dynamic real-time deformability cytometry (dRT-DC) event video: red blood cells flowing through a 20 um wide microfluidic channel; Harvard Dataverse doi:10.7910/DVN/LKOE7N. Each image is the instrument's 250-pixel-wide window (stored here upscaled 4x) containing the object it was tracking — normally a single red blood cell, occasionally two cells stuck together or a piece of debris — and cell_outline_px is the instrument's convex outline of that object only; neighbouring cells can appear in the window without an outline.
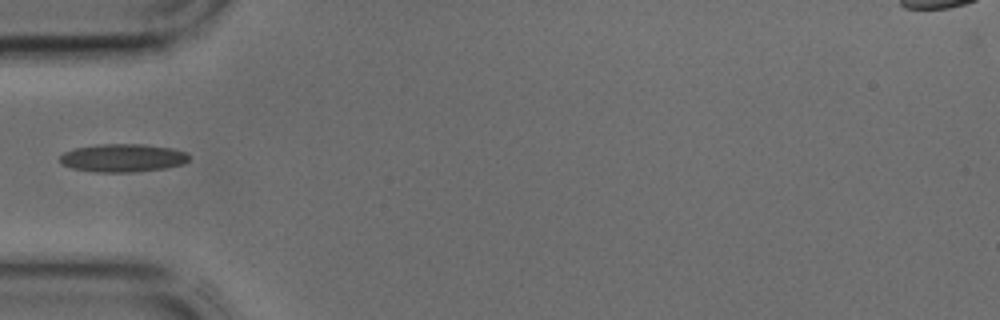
{"species": "common noctule bat (a hibernating species)", "species_latin": "Nyctalus noctula", "temperature_condition": "cold", "stored_images_in_passage": 5, "camera_frame_rate_fps": 3000, "um_per_image_px": 0.085, "animal": {"sex": "male", "body_mass_g": 17.9, "forearm_length_mm": 54.2}, "frame": {"image": 1, "passage_image": 1, "time_ms": 0.0, "image_size_px": [1000, 320], "cell_outline_px": [[188, 160], [184, 164], [164, 168], [132, 172], [96, 172], [72, 168], [64, 164], [60, 160], [60, 156], [64, 152], [72, 148], [96, 144], [140, 144], [172, 148], [184, 152], [188, 156]], "centroid_in_image_um": [10.4, 13.41], "position_along_channel_um": 74.6, "area_um2": 21.04}}